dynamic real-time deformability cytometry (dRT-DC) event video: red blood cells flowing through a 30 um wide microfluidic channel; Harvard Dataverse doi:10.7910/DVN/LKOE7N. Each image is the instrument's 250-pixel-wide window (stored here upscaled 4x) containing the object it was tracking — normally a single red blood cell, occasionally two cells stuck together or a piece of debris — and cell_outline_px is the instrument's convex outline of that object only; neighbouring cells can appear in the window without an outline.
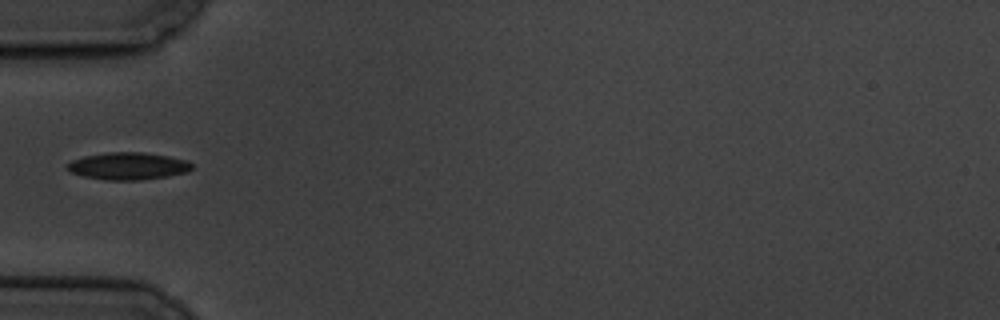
{"species": "common noctule bat (a hibernating species)", "species_latin": "Nyctalus noctula", "temperature_condition": "cold", "stored_images_in_passage": 2, "camera_frame_rate_fps": 3000, "um_per_image_px": 0.085, "animal": {"sex": "male", "body_mass_g": 19.5, "forearm_length_mm": 54.6}, "frame": {"image": 1, "passage_image": 1, "time_ms": 0.0, "image_size_px": [1000, 320], "cell_outline_px": [[192, 168], [188, 172], [168, 176], [140, 180], [108, 180], [84, 176], [72, 172], [68, 168], [68, 164], [72, 160], [84, 156], [108, 152], [144, 152], [168, 156], [188, 160], [192, 164]], "centroid_in_image_um": [10.94, 14.11], "position_along_channel_um": 74.1, "area_um2": 19.71}}
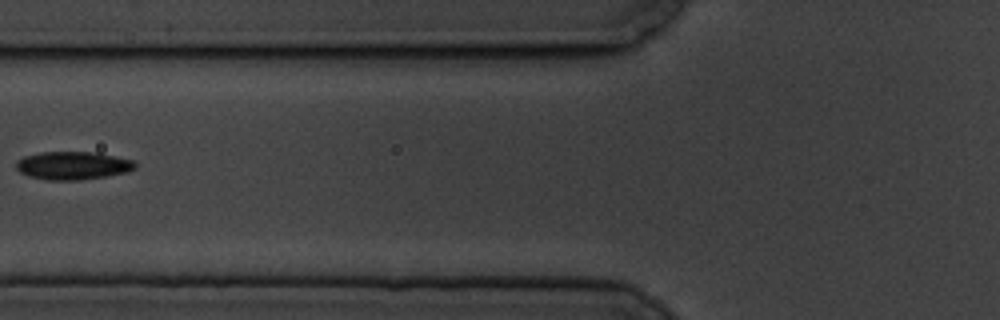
{"frame": {"image": 2, "passage_image": 2, "time_ms": 1.333, "image_size_px": [1000, 320], "cell_outline_px": [[136, 168], [124, 172], [104, 176], [80, 180], [48, 180], [28, 176], [20, 172], [16, 168], [16, 160], [24, 156], [40, 152], [96, 152], [132, 160], [136, 164]], "centroid_in_image_um": [6.14, 14.06], "position_along_channel_um": 119.7, "area_um2": 19.36}}